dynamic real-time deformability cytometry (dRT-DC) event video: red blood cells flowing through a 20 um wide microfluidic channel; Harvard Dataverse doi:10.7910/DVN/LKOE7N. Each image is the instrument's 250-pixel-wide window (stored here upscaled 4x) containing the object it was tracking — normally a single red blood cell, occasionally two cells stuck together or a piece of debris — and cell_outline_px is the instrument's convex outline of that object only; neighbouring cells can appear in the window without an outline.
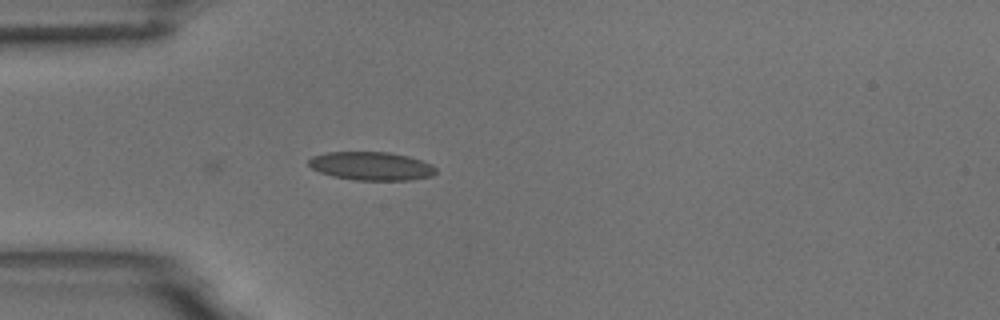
{"species": "common noctule bat (a hibernating species)", "species_latin": "Nyctalus noctula", "temperature_condition": "room temperature", "stored_images_in_passage": 6, "camera_frame_rate_fps": 3000, "um_per_image_px": 0.085, "animal": {"sex": "male", "body_mass_g": 18.8}, "frame": {"image": 1, "passage_image": 6, "time_ms": 6.667, "image_size_px": [1000, 320], "cell_outline_px": [[436, 172], [432, 176], [412, 180], [352, 180], [332, 176], [320, 172], [312, 168], [308, 164], [308, 160], [312, 156], [328, 152], [388, 152], [408, 156], [432, 164], [436, 168]], "centroid_in_image_um": [31.56, 14.12], "position_along_channel_um": 53.4, "area_um2": 21.15}}